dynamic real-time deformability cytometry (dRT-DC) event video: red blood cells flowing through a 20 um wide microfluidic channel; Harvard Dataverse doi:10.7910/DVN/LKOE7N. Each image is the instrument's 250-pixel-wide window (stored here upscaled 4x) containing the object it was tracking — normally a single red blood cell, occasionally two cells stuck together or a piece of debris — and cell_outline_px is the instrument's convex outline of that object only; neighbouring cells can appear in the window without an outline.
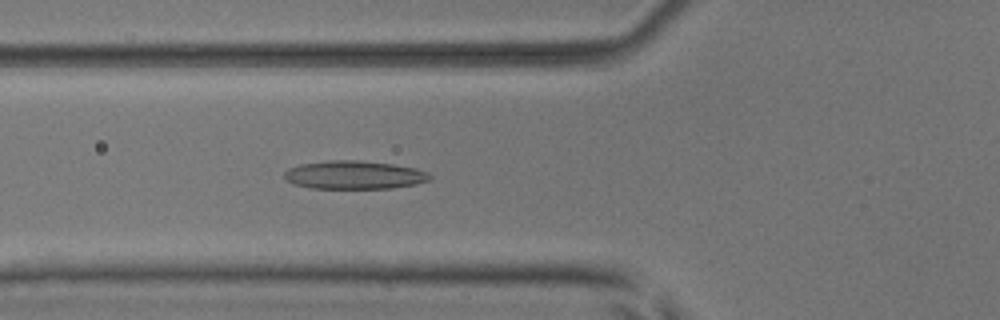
{"species": "common noctule bat (a hibernating species)", "species_latin": "Nyctalus noctula", "temperature_condition": "room temperature", "stored_images_in_passage": 51, "camera_frame_rate_fps": 3000, "um_per_image_px": 0.085, "animal": {"sex": "male", "body_mass_g": 17.9, "forearm_length_mm": 54.2}, "frame": {"image": 1, "passage_image": 20, "time_ms": 6.333, "image_size_px": [1000, 320], "cell_outline_px": [[432, 180], [416, 184], [392, 188], [312, 188], [292, 184], [284, 176], [284, 172], [288, 168], [300, 164], [328, 160], [360, 160], [392, 164], [416, 168], [428, 172], [432, 176]], "centroid_in_image_um": [30.13, 14.86], "position_along_channel_um": 95.7, "area_um2": 24.16}}
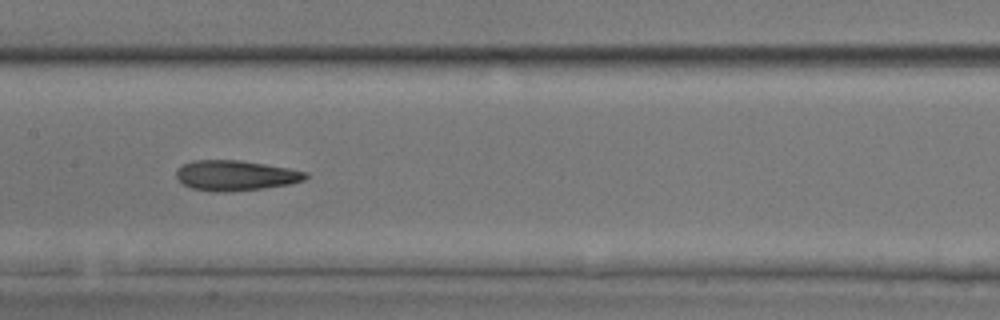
{"frame": {"image": 2, "passage_image": 27, "time_ms": 8.667, "image_size_px": [1000, 320], "cell_outline_px": [[308, 176], [304, 180], [288, 184], [264, 188], [228, 192], [216, 192], [192, 188], [184, 184], [176, 176], [176, 172], [184, 164], [192, 160], [240, 160], [288, 168], [308, 172]], "centroid_in_image_um": [20.03, 14.91], "position_along_channel_um": 187.4, "area_um2": 22.6}}
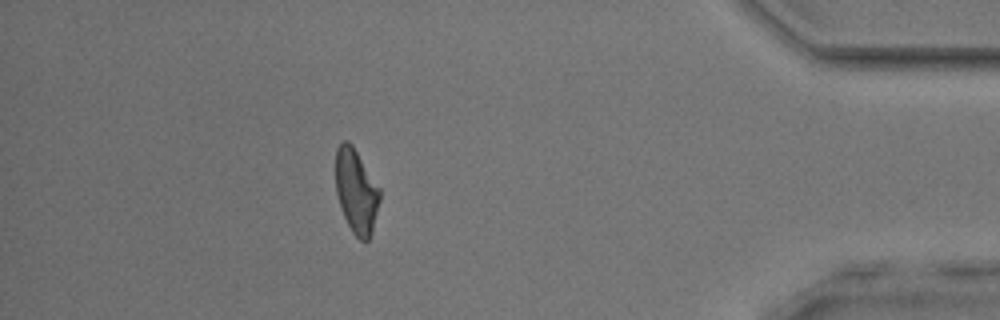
{"frame": {"image": 3, "passage_image": 47, "time_ms": 15.333, "image_size_px": [1000, 320], "cell_outline_px": [[380, 200], [372, 232], [368, 240], [360, 240], [352, 232], [344, 216], [336, 192], [336, 148], [344, 140], [348, 140], [352, 144], [380, 188]], "centroid_in_image_um": [30.29, 16.24], "position_along_channel_um": 404.9, "area_um2": 21.5}, "authors_computed_cell_mechanics": {"area_um2": 22.831, "velocity_mm_per_s": 3.9279, "shape_relaxation_time_tau1_ms": 10.3972, "shape_relaxation_time_tau2_ms": 3.732, "deformation_change_tau1": 0.2472, "deformation_change_tau2": 0.1226}}